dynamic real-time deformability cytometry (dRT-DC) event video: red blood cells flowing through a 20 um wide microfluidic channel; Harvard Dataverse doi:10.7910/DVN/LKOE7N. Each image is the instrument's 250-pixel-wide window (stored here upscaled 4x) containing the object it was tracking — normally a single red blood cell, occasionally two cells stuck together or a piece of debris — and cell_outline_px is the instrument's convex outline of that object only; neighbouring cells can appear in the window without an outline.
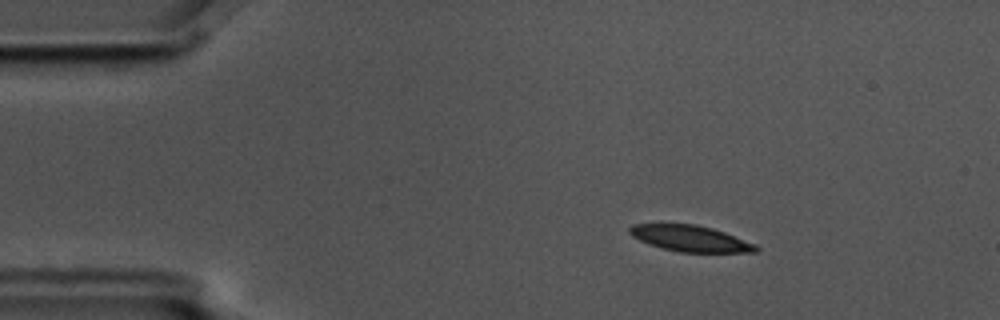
{"species": "common noctule bat (a hibernating species)", "species_latin": "Nyctalus noctula", "temperature_condition": "cold", "stored_images_in_passage": 4, "camera_frame_rate_fps": 3000, "um_per_image_px": 0.085, "animal": {"sex": "male", "body_mass_g": 17.5, "forearm_length_mm": 52.3}, "frame": {"image": 1, "passage_image": 2, "time_ms": 0.333, "image_size_px": [1000, 320], "cell_outline_px": [[760, 248], [756, 252], [680, 252], [648, 244], [632, 236], [628, 232], [628, 228], [632, 224], [696, 224], [712, 228], [724, 232], [756, 244]], "centroid_in_image_um": [58.68, 20.27], "position_along_channel_um": 26.3, "area_um2": 19.13}}